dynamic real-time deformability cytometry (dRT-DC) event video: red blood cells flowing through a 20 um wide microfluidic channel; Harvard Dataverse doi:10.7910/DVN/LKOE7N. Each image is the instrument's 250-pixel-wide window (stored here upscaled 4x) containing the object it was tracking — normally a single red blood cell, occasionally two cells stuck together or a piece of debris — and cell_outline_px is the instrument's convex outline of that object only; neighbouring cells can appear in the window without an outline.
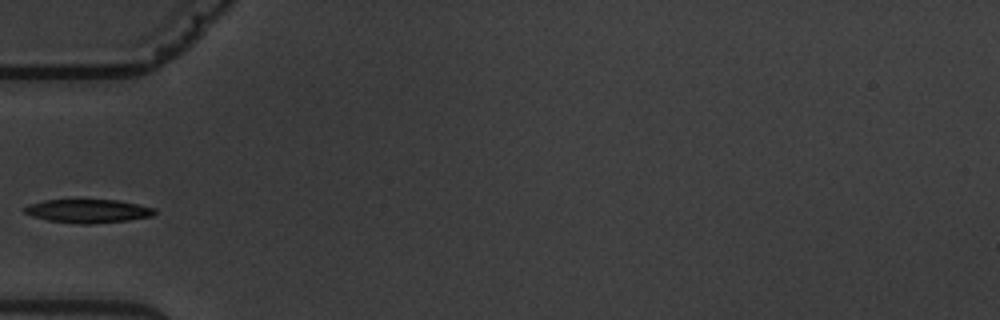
{"species": "common noctule bat (a hibernating species)", "species_latin": "Nyctalus noctula", "temperature_condition": "warm", "stored_images_in_passage": 3, "camera_frame_rate_fps": 3000, "um_per_image_px": 0.085, "animal": {"sex": "male", "body_mass_g": 19.5, "forearm_length_mm": 54.6}, "frame": {"image": 1, "passage_image": 3, "time_ms": 2.333, "image_size_px": [1000, 320], "cell_outline_px": [[156, 212], [152, 216], [128, 220], [88, 224], [80, 224], [48, 220], [32, 216], [24, 212], [24, 208], [28, 204], [44, 200], [120, 200], [156, 208]], "centroid_in_image_um": [7.5, 17.93], "position_along_channel_um": 77.5, "area_um2": 17.8}}